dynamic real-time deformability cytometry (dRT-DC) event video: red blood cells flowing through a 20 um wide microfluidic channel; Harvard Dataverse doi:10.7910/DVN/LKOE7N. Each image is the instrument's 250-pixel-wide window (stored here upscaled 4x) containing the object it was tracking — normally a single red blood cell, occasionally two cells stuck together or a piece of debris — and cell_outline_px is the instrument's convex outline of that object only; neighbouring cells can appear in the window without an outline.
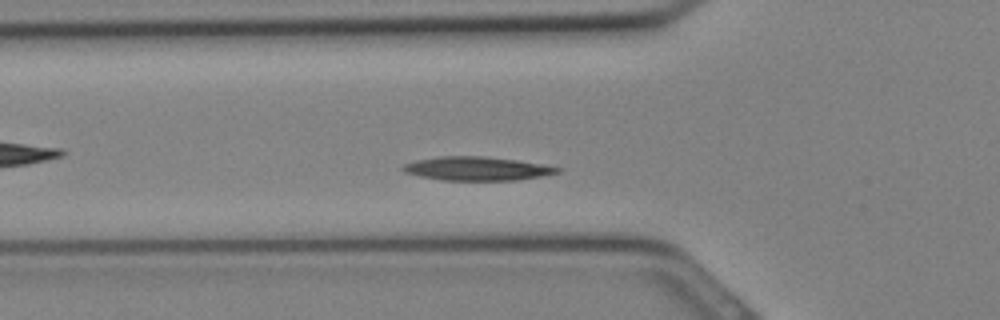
{"species": "Egyptian fruit bat (a non-hibernating species)", "species_latin": "Rousettus aegyptiacus", "temperature_condition": "cold", "stored_images_in_passage": 24, "camera_frame_rate_fps": 3000, "um_per_image_px": 0.085, "animal": {"sex": "female"}, "frame": {"image": 1, "passage_image": 2, "time_ms": 0.333, "image_size_px": [1000, 320], "cell_outline_px": [[564, 168], [560, 172], [540, 176], [516, 180], [444, 180], [420, 176], [404, 172], [400, 168], [404, 164], [416, 160], [440, 156], [484, 156], [516, 160]], "centroid_in_image_um": [40.52, 14.33], "position_along_channel_um": 85.3, "area_um2": 21.21}}
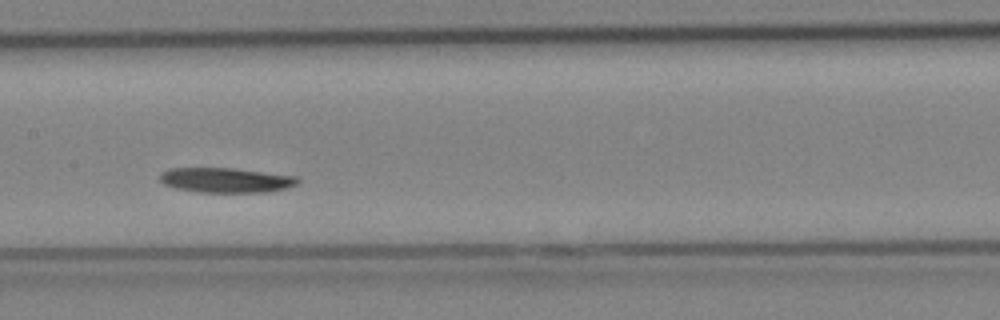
{"frame": {"image": 2, "passage_image": 7, "time_ms": 2.0, "image_size_px": [1000, 320], "cell_outline_px": [[300, 180], [296, 184], [284, 188], [264, 192], [200, 192], [176, 188], [164, 184], [160, 180], [160, 172], [172, 168], [232, 168], [296, 176]], "centroid_in_image_um": [19.17, 15.3], "position_along_channel_um": 188.2, "area_um2": 19.71}}
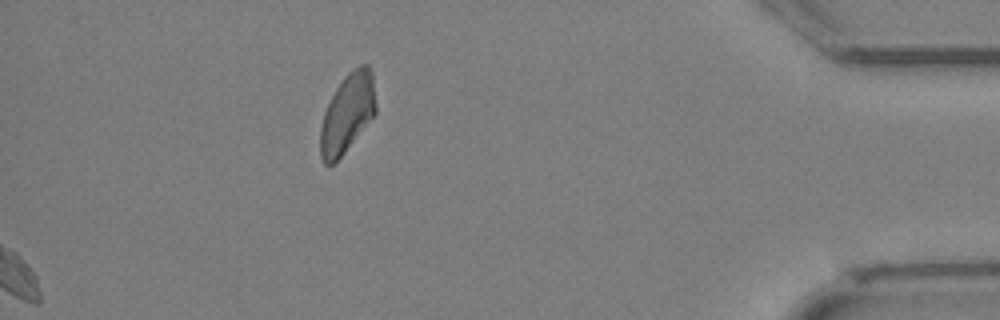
{"frame": {"image": 3, "passage_image": 24, "time_ms": 7.667, "image_size_px": [1000, 320], "cell_outline_px": [[376, 112], [344, 152], [332, 164], [324, 164], [320, 156], [320, 128], [324, 112], [336, 88], [344, 76], [348, 72], [360, 64], [368, 64], [372, 72], [376, 104]], "centroid_in_image_um": [29.52, 9.59], "position_along_channel_um": 405.7, "area_um2": 25.2}}